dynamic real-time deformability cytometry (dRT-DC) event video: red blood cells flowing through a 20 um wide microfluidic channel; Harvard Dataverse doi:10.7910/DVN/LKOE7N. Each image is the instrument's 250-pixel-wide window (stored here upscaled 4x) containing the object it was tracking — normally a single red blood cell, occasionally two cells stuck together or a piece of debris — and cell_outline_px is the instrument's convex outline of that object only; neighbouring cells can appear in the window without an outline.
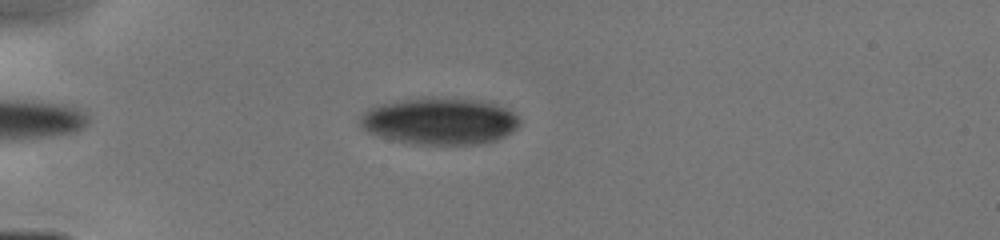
{"species": "human", "species_latin": "Homo sapiens", "temperature_condition": "cold", "stored_images_in_passage": 6, "camera_frame_rate_fps": 3000, "um_per_image_px": 0.085, "donor": {"sex": "male"}, "frame": {"image": 1, "passage_image": 5, "time_ms": 4.333, "image_size_px": [1000, 240], "cell_outline_px": [[520, 124], [512, 132], [496, 140], [480, 144], [416, 144], [376, 136], [368, 132], [360, 124], [360, 112], [376, 104], [400, 100], [428, 96], [488, 100], [508, 108], [520, 120]], "centroid_in_image_um": [37.37, 10.26], "position_along_channel_um": 47.6, "area_um2": 44.33}}